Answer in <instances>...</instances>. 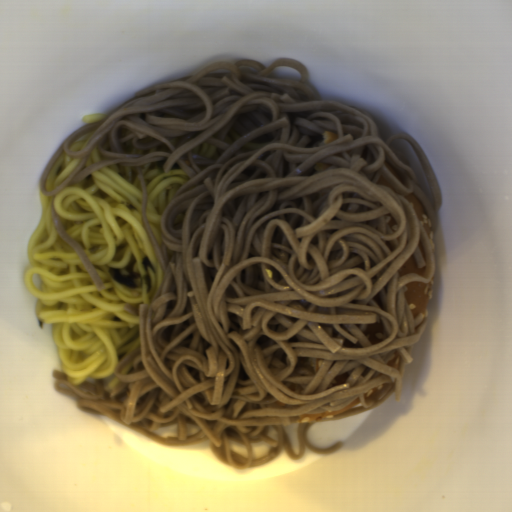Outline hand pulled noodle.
Masks as SVG:
<instances>
[{
    "instance_id": "obj_1",
    "label": "hand pulled noodle",
    "mask_w": 512,
    "mask_h": 512,
    "mask_svg": "<svg viewBox=\"0 0 512 512\" xmlns=\"http://www.w3.org/2000/svg\"><path fill=\"white\" fill-rule=\"evenodd\" d=\"M39 222L28 241L24 282L35 298L38 322L50 323L52 340L71 385L104 381L109 393L121 383L116 366L140 346V314L125 310L152 303L160 294L163 267L143 219L144 191L136 170L111 164L65 186L55 195L40 190ZM52 206L80 243L105 288L98 290L76 250L56 230ZM149 256L152 292L122 286L107 272Z\"/></svg>"
},
{
    "instance_id": "obj_2",
    "label": "hand pulled noodle",
    "mask_w": 512,
    "mask_h": 512,
    "mask_svg": "<svg viewBox=\"0 0 512 512\" xmlns=\"http://www.w3.org/2000/svg\"><path fill=\"white\" fill-rule=\"evenodd\" d=\"M164 163H153L140 167L146 186V218L157 243L163 244L161 217L180 187L190 176L181 165H173L168 172Z\"/></svg>"
},
{
    "instance_id": "obj_3",
    "label": "hand pulled noodle",
    "mask_w": 512,
    "mask_h": 512,
    "mask_svg": "<svg viewBox=\"0 0 512 512\" xmlns=\"http://www.w3.org/2000/svg\"><path fill=\"white\" fill-rule=\"evenodd\" d=\"M80 158H72L64 152L55 162L46 182L44 189L49 191L55 190L62 185L67 177L79 164Z\"/></svg>"
},
{
    "instance_id": "obj_4",
    "label": "hand pulled noodle",
    "mask_w": 512,
    "mask_h": 512,
    "mask_svg": "<svg viewBox=\"0 0 512 512\" xmlns=\"http://www.w3.org/2000/svg\"><path fill=\"white\" fill-rule=\"evenodd\" d=\"M223 149L219 146L213 145L208 142H203L194 149H192V154L205 157L208 159H218L222 154Z\"/></svg>"
},
{
    "instance_id": "obj_5",
    "label": "hand pulled noodle",
    "mask_w": 512,
    "mask_h": 512,
    "mask_svg": "<svg viewBox=\"0 0 512 512\" xmlns=\"http://www.w3.org/2000/svg\"><path fill=\"white\" fill-rule=\"evenodd\" d=\"M97 129H93L91 131H89L88 133L82 135L81 137L77 138L71 145H70V148H69V151H80L82 149H85L91 139L93 138L95 132H96Z\"/></svg>"
},
{
    "instance_id": "obj_6",
    "label": "hand pulled noodle",
    "mask_w": 512,
    "mask_h": 512,
    "mask_svg": "<svg viewBox=\"0 0 512 512\" xmlns=\"http://www.w3.org/2000/svg\"><path fill=\"white\" fill-rule=\"evenodd\" d=\"M105 158L106 157L101 154L99 148L95 147L85 166H90L92 164L104 161Z\"/></svg>"
},
{
    "instance_id": "obj_7",
    "label": "hand pulled noodle",
    "mask_w": 512,
    "mask_h": 512,
    "mask_svg": "<svg viewBox=\"0 0 512 512\" xmlns=\"http://www.w3.org/2000/svg\"><path fill=\"white\" fill-rule=\"evenodd\" d=\"M108 115L109 114H98V113L97 114H92V115H84L82 117V122H84V126H85V125L90 124V123L101 121L102 119H104Z\"/></svg>"
}]
</instances>
